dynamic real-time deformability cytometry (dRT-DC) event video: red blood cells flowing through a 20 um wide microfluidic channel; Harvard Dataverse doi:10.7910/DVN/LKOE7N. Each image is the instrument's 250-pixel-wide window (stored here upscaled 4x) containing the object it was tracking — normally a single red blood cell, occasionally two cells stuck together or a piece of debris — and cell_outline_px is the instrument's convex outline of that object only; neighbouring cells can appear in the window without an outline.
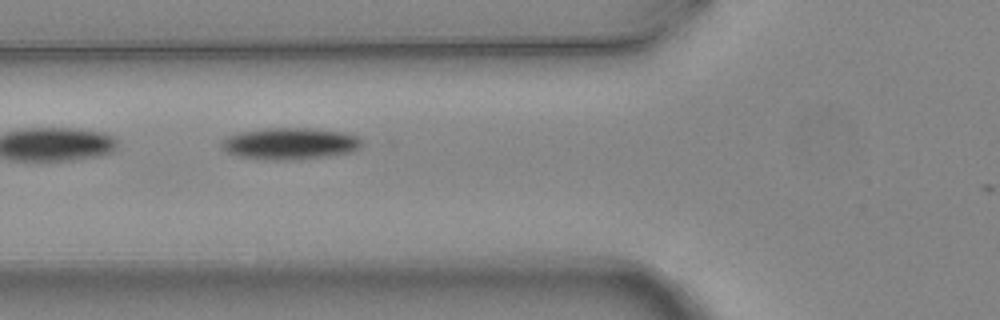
{"species": "common noctule bat (a hibernating species)", "species_latin": "Nyctalus noctula", "temperature_condition": "warm", "stored_images_in_passage": 3, "camera_frame_rate_fps": 3000, "um_per_image_px": 0.085, "animal": {"sex": "female", "body_mass_g": 24.6, "forearm_length_mm": 56.2}, "frame": {"image": 1, "passage_image": 2, "time_ms": 0.333, "image_size_px": [1000, 320], "cell_outline_px": [[360, 148], [348, 152], [328, 156], [280, 160], [264, 160], [240, 156], [224, 152], [220, 148], [220, 144], [228, 136], [240, 132], [264, 128], [312, 128], [340, 132], [360, 136]], "centroid_in_image_um": [24.59, 12.2], "position_along_channel_um": 101.2, "area_um2": 25.78}}